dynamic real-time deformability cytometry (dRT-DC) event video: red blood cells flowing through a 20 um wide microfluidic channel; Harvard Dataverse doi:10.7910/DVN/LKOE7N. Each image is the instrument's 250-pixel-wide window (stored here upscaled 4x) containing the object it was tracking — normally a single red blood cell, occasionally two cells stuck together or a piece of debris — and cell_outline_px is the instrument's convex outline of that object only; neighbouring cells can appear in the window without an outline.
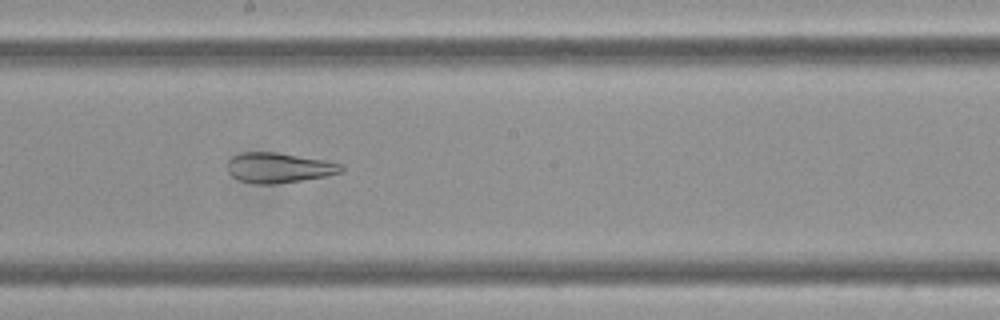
{"species": "Egyptian fruit bat (a non-hibernating species)", "species_latin": "Rousettus aegyptiacus", "temperature_condition": "cold", "stored_images_in_passage": 40, "camera_frame_rate_fps": 3000, "um_per_image_px": 0.085, "frame": {"image": 1, "passage_image": 14, "time_ms": 4.333, "image_size_px": [1000, 320], "cell_outline_px": [[344, 168], [340, 172], [324, 176], [300, 180], [272, 184], [256, 184], [240, 180], [232, 176], [228, 172], [228, 160], [232, 156], [244, 152], [276, 152], [324, 160], [344, 164]], "centroid_in_image_um": [23.68, 14.25], "position_along_channel_um": 224.5, "area_um2": 19.77}}
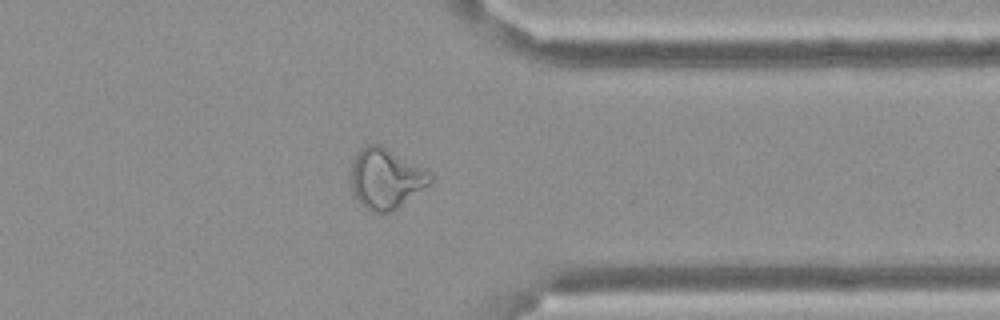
{"frame": {"image": 2, "passage_image": 28, "time_ms": 9.0, "image_size_px": [1000, 320], "cell_outline_px": [[432, 180], [428, 184], [392, 212], [372, 212], [360, 204], [352, 196], [352, 164], [356, 152], [360, 148], [368, 144], [380, 144], [428, 172], [432, 176]], "centroid_in_image_um": [32.73, 15.19], "position_along_channel_um": 378.7, "area_um2": 27.34}}
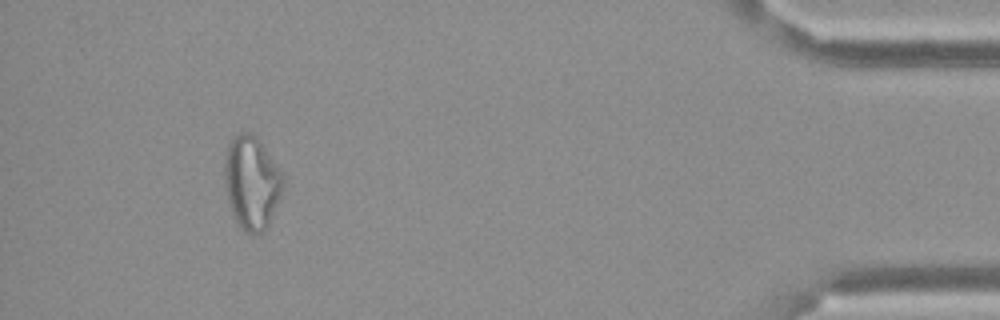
{"frame": {"image": 3, "passage_image": 36, "time_ms": 11.667, "image_size_px": [1000, 320], "cell_outline_px": [[284, 180], [280, 196], [268, 224], [256, 236], [252, 236], [244, 232], [240, 228], [232, 212], [228, 200], [224, 184], [224, 156], [228, 144], [232, 136], [240, 132], [252, 132], [260, 140], [284, 176]], "centroid_in_image_um": [21.36, 15.49], "position_along_channel_um": 413.8, "area_um2": 31.96}}